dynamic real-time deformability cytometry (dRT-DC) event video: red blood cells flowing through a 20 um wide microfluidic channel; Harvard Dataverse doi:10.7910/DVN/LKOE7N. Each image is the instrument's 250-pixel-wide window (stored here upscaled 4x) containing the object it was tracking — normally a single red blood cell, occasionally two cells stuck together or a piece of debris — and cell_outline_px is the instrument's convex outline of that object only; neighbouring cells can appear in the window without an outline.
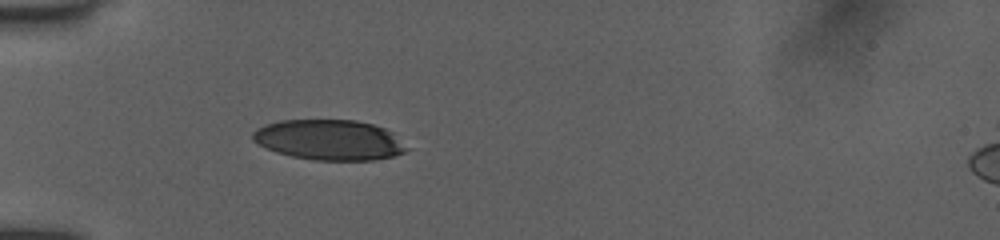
{"species": "human", "species_latin": "Homo sapiens", "temperature_condition": "room temperature", "stored_images_in_passage": 41, "camera_frame_rate_fps": 3000, "um_per_image_px": 0.085, "donor": {"sex": "female"}, "frame": {"image": 1, "passage_image": 1, "time_ms": 0.0, "image_size_px": [1000, 240], "cell_outline_px": [[408, 148], [404, 152], [392, 156], [372, 160], [312, 160], [292, 156], [276, 152], [264, 148], [256, 144], [252, 140], [252, 132], [256, 128], [280, 120], [356, 120], [372, 124], [384, 128], [392, 132]], "centroid_in_image_um": [27.94, 11.89], "position_along_channel_um": 57.1, "area_um2": 36.18}}
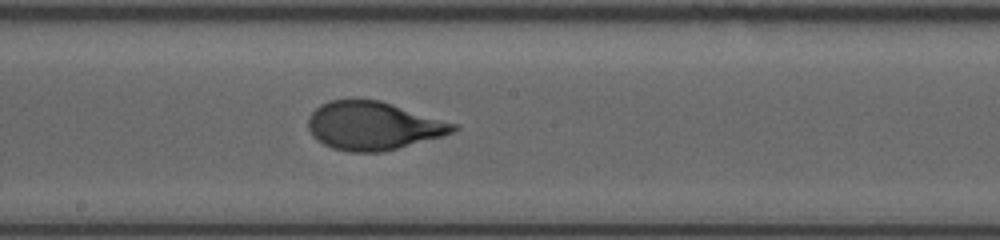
{"frame": {"image": 2, "passage_image": 13, "time_ms": 4.333, "image_size_px": [1000, 240], "cell_outline_px": [[460, 128], [444, 136], [380, 152], [348, 152], [332, 148], [316, 140], [312, 136], [308, 128], [308, 116], [320, 104], [328, 100], [352, 96], [380, 100], [460, 124]], "centroid_in_image_um": [31.71, 10.65], "position_along_channel_um": 216.5, "area_um2": 41.79}}
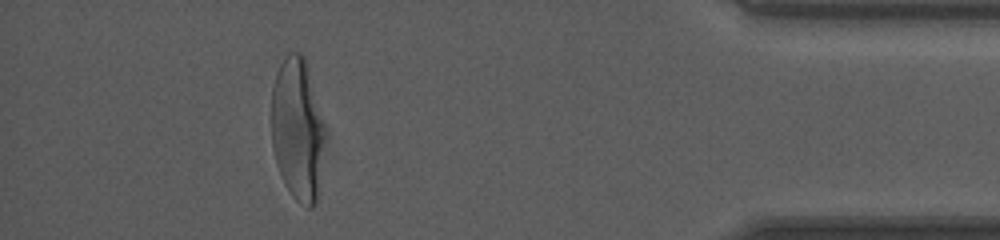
{"frame": {"image": 3, "passage_image": 34, "time_ms": 10.333, "image_size_px": [1000, 240], "cell_outline_px": [[324, 136], [316, 204], [312, 208], [308, 208], [300, 204], [292, 196], [284, 184], [280, 176], [276, 164], [272, 148], [272, 84], [280, 64], [284, 56], [288, 52], [300, 52], [304, 56], [324, 128]], "centroid_in_image_um": [25.24, 11.02], "position_along_channel_um": 410.0, "area_um2": 43.93}, "authors_computed_cell_mechanics": {"area_um2": 41.2692, "velocity_mm_per_s": 3.9664, "shape_relaxation_time_tau1_ms": 3.5536, "shape_relaxation_time_tau2_ms": null, "deformation_change_tau1": 0.2007, "deformation_change_tau2": null}}